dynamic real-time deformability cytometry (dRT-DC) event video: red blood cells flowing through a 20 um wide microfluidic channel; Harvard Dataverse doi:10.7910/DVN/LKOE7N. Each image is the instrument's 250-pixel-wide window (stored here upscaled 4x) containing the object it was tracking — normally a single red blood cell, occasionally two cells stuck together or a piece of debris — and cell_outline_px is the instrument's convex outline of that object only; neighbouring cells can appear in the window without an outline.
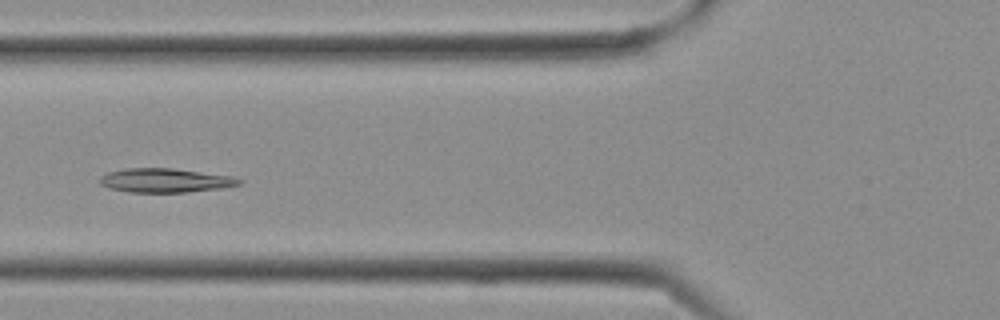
{"species": "Egyptian fruit bat (a non-hibernating species)", "species_latin": "Rousettus aegyptiacus", "temperature_condition": "cold", "stored_images_in_passage": 13, "camera_frame_rate_fps": 3000, "um_per_image_px": 0.085, "frame": {"image": 1, "passage_image": 10, "time_ms": 3.0, "image_size_px": [1000, 320], "cell_outline_px": [[244, 180], [240, 184], [224, 188], [188, 192], [128, 192], [108, 188], [100, 184], [100, 176], [108, 172], [128, 168], [172, 168], [232, 176]], "centroid_in_image_um": [14.06, 15.34], "position_along_channel_um": 111.7, "area_um2": 19.59}}
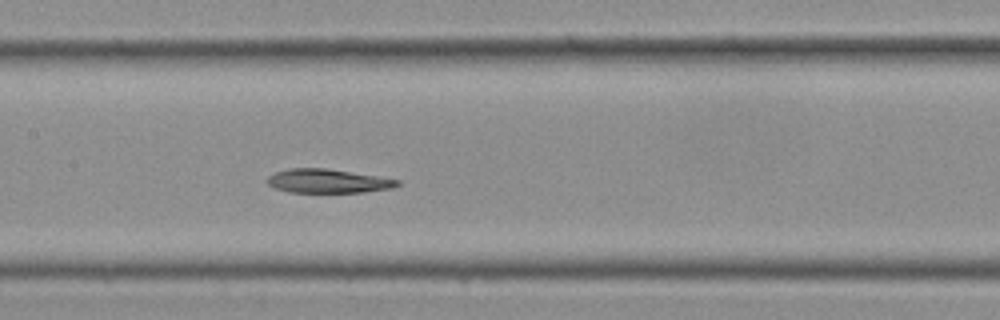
{"frame": {"image": 2, "passage_image": 13, "time_ms": 4.0, "image_size_px": [1000, 320], "cell_outline_px": [[400, 184], [392, 188], [364, 192], [288, 192], [276, 188], [268, 184], [268, 176], [276, 172], [288, 168], [324, 168], [400, 180]], "centroid_in_image_um": [27.85, 15.39], "position_along_channel_um": 179.6, "area_um2": 17.8}}